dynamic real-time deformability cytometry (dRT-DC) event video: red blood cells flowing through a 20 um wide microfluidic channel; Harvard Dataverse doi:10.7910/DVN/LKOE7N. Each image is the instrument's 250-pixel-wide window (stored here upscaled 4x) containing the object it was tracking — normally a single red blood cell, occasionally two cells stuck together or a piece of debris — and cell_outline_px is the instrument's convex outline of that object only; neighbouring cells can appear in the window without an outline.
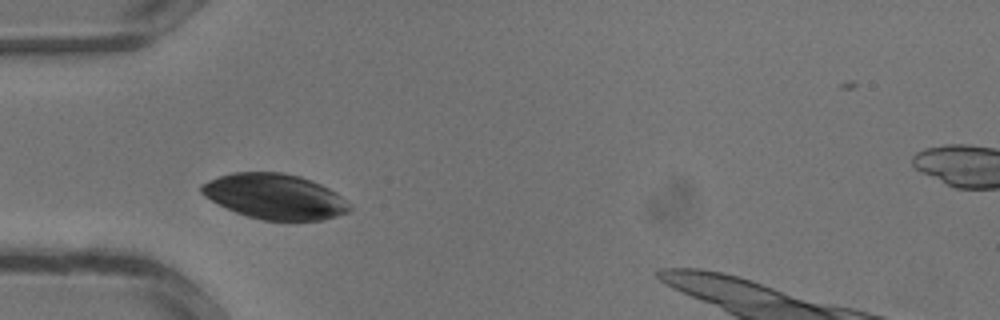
{"species": "common noctule bat (a hibernating species)", "species_latin": "Nyctalus noctula", "temperature_condition": "warm", "stored_images_in_passage": 13, "segment_of_instrument_passage": [1, 2], "camera_frame_rate_fps": 3000, "um_per_image_px": 0.085, "animal": {"sex": "male", "body_mass_g": 13.3}, "frame": {"image": 1, "passage_image": 6, "time_ms": 1.667, "image_size_px": [1000, 320], "cell_outline_px": [[352, 208], [348, 212], [324, 220], [264, 220], [248, 216], [236, 212], [204, 196], [200, 192], [200, 184], [220, 176], [232, 172], [280, 172], [300, 176], [312, 180], [336, 192]], "centroid_in_image_um": [23.36, 16.69], "position_along_channel_um": 61.6, "area_um2": 38.73}}